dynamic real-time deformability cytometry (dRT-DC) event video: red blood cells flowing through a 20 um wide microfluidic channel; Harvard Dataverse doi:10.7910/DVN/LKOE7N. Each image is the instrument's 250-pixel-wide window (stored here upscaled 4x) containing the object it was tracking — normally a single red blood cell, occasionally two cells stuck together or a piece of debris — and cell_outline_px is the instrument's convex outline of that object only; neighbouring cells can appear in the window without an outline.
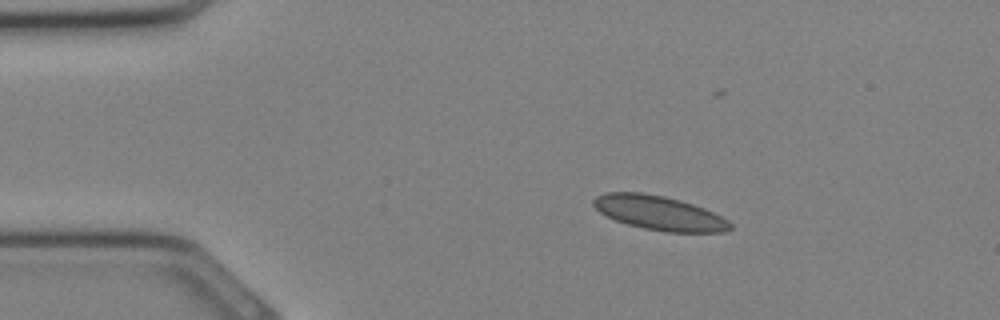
{"species": "Egyptian fruit bat (a non-hibernating species)", "species_latin": "Rousettus aegyptiacus", "temperature_condition": "cold", "stored_images_in_passage": 29, "camera_frame_rate_fps": 3000, "um_per_image_px": 0.085, "animal": {"sex": "female"}, "frame": {"image": 1, "passage_image": 1, "time_ms": 0.0, "image_size_px": [1000, 320], "cell_outline_px": [[732, 228], [728, 232], [664, 232], [644, 228], [628, 224], [616, 220], [600, 212], [592, 204], [592, 200], [596, 196], [604, 192], [644, 192], [664, 196], [680, 200], [704, 208], [728, 220], [732, 224]], "centroid_in_image_um": [56.03, 18.1], "position_along_channel_um": 29.0, "area_um2": 27.28}}
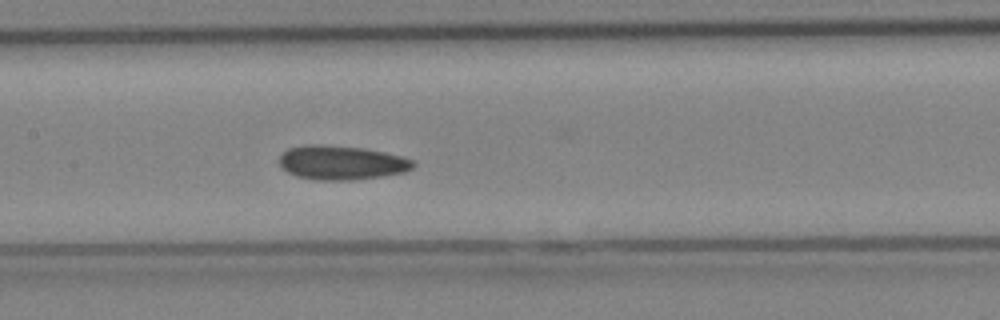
{"frame": {"image": 2, "passage_image": 11, "time_ms": 3.333, "image_size_px": [1000, 320], "cell_outline_px": [[416, 164], [412, 168], [404, 172], [356, 180], [320, 180], [296, 176], [288, 172], [280, 164], [280, 156], [288, 148], [308, 144], [324, 144], [364, 148], [384, 152], [400, 156], [412, 160]], "centroid_in_image_um": [29.02, 13.82], "position_along_channel_um": 178.4, "area_um2": 26.53}}
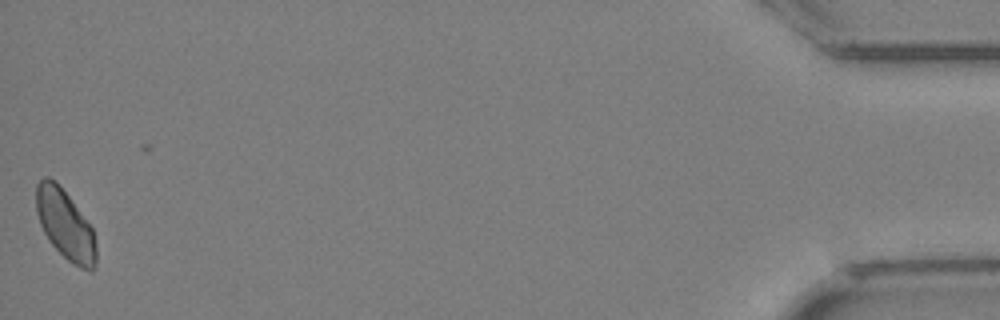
{"frame": {"image": 3, "passage_image": 28, "time_ms": 9.0, "image_size_px": [1000, 320], "cell_outline_px": [[96, 264], [92, 272], [80, 268], [72, 264], [48, 240], [40, 224], [36, 212], [36, 184], [44, 176], [48, 176], [68, 196], [92, 228], [96, 244]], "centroid_in_image_um": [5.54, 19.14], "position_along_channel_um": 429.7, "area_um2": 23.99}}